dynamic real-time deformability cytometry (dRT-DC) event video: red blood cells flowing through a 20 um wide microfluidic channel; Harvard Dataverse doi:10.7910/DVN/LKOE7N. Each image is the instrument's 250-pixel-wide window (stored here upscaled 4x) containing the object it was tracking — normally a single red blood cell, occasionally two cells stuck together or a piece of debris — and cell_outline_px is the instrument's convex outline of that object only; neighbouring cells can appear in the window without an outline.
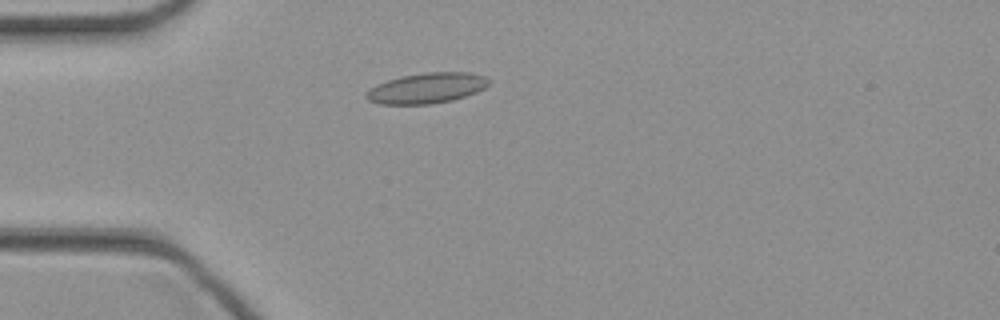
{"species": "common noctule bat (a hibernating species)", "species_latin": "Nyctalus noctula", "temperature_condition": "cold", "stored_images_in_passage": 37, "camera_frame_rate_fps": 3000, "um_per_image_px": 0.085, "animal": {"sex": "female", "body_mass_g": 21.9}, "frame": {"image": 1, "passage_image": 4, "time_ms": 1.0, "image_size_px": [1000, 320], "cell_outline_px": [[488, 84], [484, 88], [476, 92], [452, 100], [432, 104], [380, 104], [368, 100], [364, 96], [376, 84], [400, 76], [424, 72], [468, 72], [484, 76], [488, 80]], "centroid_in_image_um": [36.25, 7.48], "position_along_channel_um": 48.7, "area_um2": 21.62}}
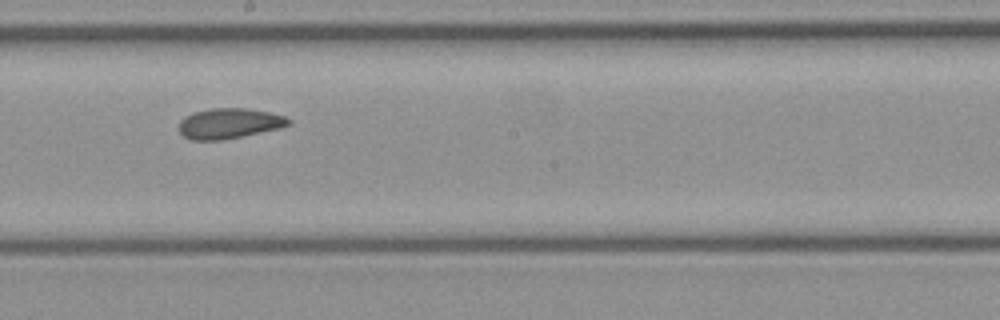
{"frame": {"image": 2, "passage_image": 17, "time_ms": 5.333, "image_size_px": [1000, 320], "cell_outline_px": [[292, 124], [280, 128], [224, 140], [192, 140], [184, 136], [180, 132], [180, 120], [184, 116], [192, 112], [212, 108], [244, 108], [268, 112], [284, 116], [292, 120]], "centroid_in_image_um": [19.49, 10.49], "position_along_channel_um": 228.7, "area_um2": 19.42}}
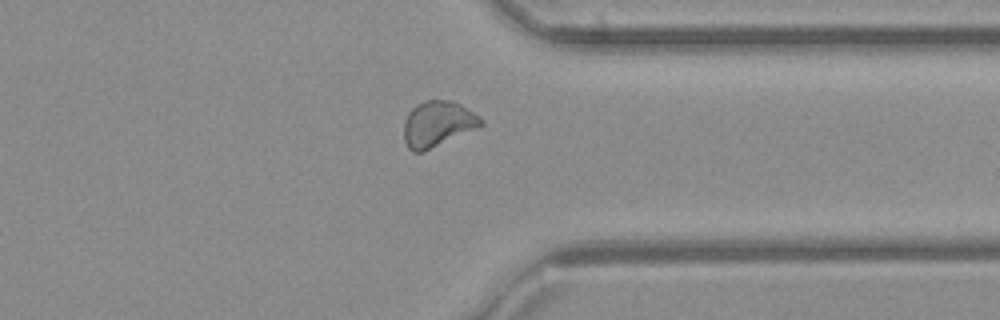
{"frame": {"image": 3, "passage_image": 27, "time_ms": 8.667, "image_size_px": [1000, 320], "cell_outline_px": [[484, 124], [420, 152], [412, 152], [408, 148], [404, 140], [404, 120], [408, 112], [416, 104], [424, 100], [452, 100], [460, 104], [480, 116], [484, 120]], "centroid_in_image_um": [37.17, 10.49], "position_along_channel_um": 374.2, "area_um2": 20.17}}